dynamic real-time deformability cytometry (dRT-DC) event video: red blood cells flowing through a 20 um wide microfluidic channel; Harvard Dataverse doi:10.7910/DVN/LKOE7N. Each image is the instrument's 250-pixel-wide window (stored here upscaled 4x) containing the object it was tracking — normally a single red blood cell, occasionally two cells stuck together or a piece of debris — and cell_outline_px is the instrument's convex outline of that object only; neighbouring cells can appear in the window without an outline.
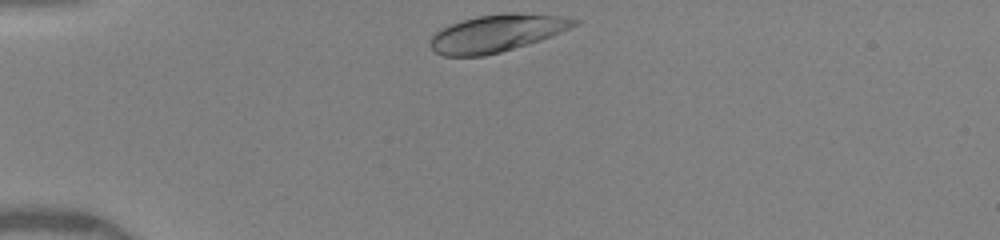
{"species": "human", "species_latin": "Homo sapiens", "temperature_condition": "warm", "stored_images_in_passage": 31, "camera_frame_rate_fps": 3000, "um_per_image_px": 0.085, "donor": {"sex": "female"}, "frame": {"image": 1, "passage_image": 1, "time_ms": 0.0, "image_size_px": [1000, 240], "cell_outline_px": [[584, 20], [580, 24], [540, 40], [500, 52], [484, 56], [444, 56], [436, 52], [428, 44], [432, 36], [436, 32], [460, 20], [476, 16], [504, 12], [516, 12], [564, 16]], "centroid_in_image_um": [42.27, 2.8], "position_along_channel_um": 42.7, "area_um2": 31.44}}
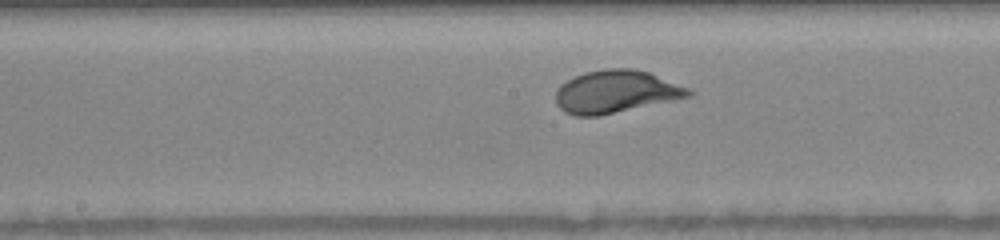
{"frame": {"image": 2, "passage_image": 15, "time_ms": 4.667, "image_size_px": [1000, 240], "cell_outline_px": [[696, 92], [692, 96], [676, 100], [600, 116], [576, 116], [564, 112], [556, 104], [556, 88], [560, 84], [584, 72], [604, 68], [632, 68], [648, 72], [688, 88]], "centroid_in_image_um": [52.35, 7.8], "position_along_channel_um": 195.9, "area_um2": 33.29}}
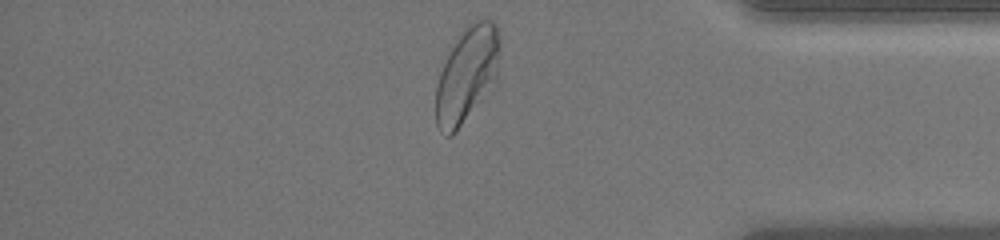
{"frame": {"image": 3, "passage_image": 31, "time_ms": 10.0, "image_size_px": [1000, 240], "cell_outline_px": [[500, 44], [496, 84], [456, 132], [452, 136], [448, 136], [440, 132], [436, 124], [436, 84], [440, 72], [452, 48], [468, 24], [484, 16], [492, 20], [496, 24], [500, 40]], "centroid_in_image_um": [39.72, 6.36], "position_along_channel_um": 395.5, "area_um2": 35.78}, "authors_computed_cell_mechanics": {"area_um2": 32.4836, "velocity_mm_per_s": 4.0795, "shape_relaxation_time_tau1_ms": 1.8349, "shape_relaxation_time_tau2_ms": null, "deformation_change_tau1": 0.136, "deformation_change_tau2": null}}